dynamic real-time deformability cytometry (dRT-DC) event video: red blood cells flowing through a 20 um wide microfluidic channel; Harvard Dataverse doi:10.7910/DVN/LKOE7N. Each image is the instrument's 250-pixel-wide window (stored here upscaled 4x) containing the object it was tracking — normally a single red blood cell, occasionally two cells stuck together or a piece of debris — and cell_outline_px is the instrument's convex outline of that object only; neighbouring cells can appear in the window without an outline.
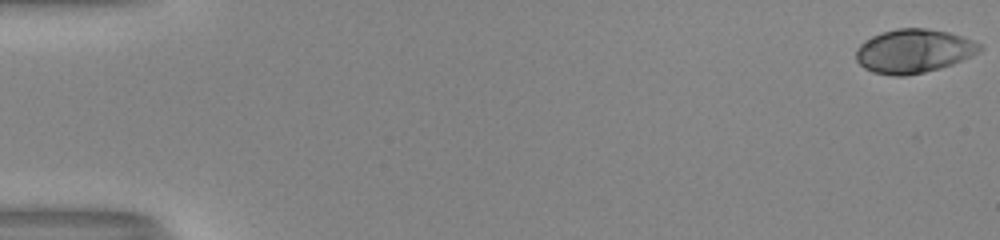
{"species": "human", "species_latin": "Homo sapiens", "temperature_condition": "room temperature", "stored_images_in_passage": 53, "camera_frame_rate_fps": 3000, "um_per_image_px": 0.085, "donor": {"sex": "male"}, "frame": {"image": 1, "passage_image": 1, "time_ms": 0.0, "image_size_px": [1000, 240], "cell_outline_px": [[984, 48], [980, 52], [952, 64], [940, 68], [924, 72], [904, 76], [892, 76], [872, 72], [864, 68], [856, 60], [856, 48], [864, 40], [872, 36], [896, 28], [924, 28], [948, 32], [964, 36], [980, 44]], "centroid_in_image_um": [77.65, 4.34], "position_along_channel_um": 7.3, "area_um2": 31.67}}
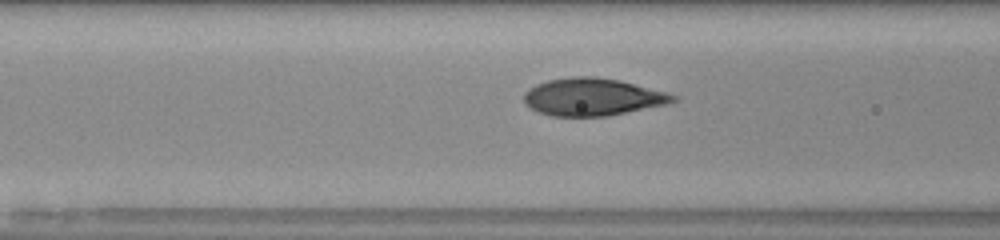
{"frame": {"image": 2, "passage_image": 23, "time_ms": 7.333, "image_size_px": [1000, 240], "cell_outline_px": [[680, 96], [676, 100], [668, 104], [608, 116], [552, 116], [536, 112], [528, 108], [524, 104], [524, 92], [528, 88], [536, 84], [548, 80], [572, 76], [596, 76], [620, 80], [668, 92]], "centroid_in_image_um": [50.36, 8.24], "position_along_channel_um": 116.2, "area_um2": 33.06}}
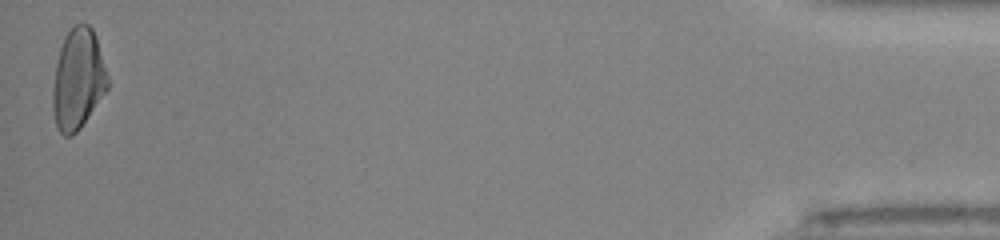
{"frame": {"image": 3, "passage_image": 53, "time_ms": 17.333, "image_size_px": [1000, 240], "cell_outline_px": [[108, 88], [80, 128], [72, 136], [64, 136], [56, 128], [52, 108], [52, 92], [56, 64], [60, 48], [64, 36], [76, 24], [88, 24], [92, 28], [96, 36], [108, 76]], "centroid_in_image_um": [6.61, 6.75], "position_along_channel_um": 428.6, "area_um2": 32.08}, "authors_computed_cell_mechanics": {"area_um2": 31.79, "velocity_mm_per_s": 4.0607, "shape_relaxation_time_tau1_ms": 4.2923, "shape_relaxation_time_tau2_ms": null, "deformation_change_tau1": 0.2012, "deformation_change_tau2": null}}